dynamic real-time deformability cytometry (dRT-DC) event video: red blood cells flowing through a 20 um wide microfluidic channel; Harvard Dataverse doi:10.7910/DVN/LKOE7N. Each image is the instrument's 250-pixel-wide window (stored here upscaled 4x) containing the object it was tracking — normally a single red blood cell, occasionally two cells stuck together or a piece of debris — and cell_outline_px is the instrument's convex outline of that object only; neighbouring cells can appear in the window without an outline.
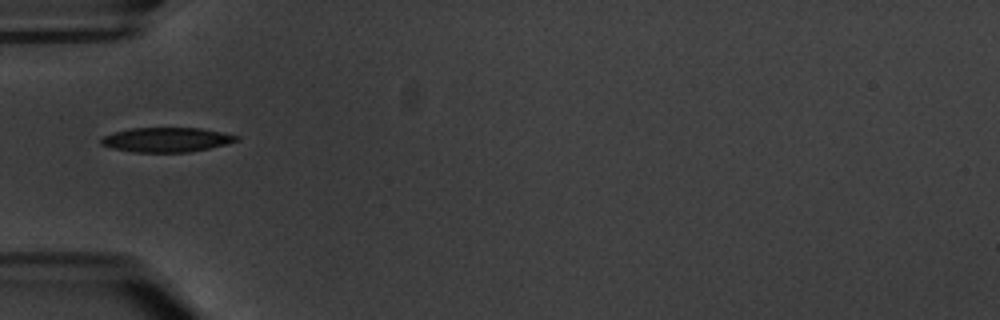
{"species": "common noctule bat (a hibernating species)", "species_latin": "Nyctalus noctula", "temperature_condition": "warm", "stored_images_in_passage": 2, "camera_frame_rate_fps": 3000, "um_per_image_px": 0.085, "animal": {"sex": "male", "body_mass_g": 20.1, "forearm_length_mm": 53.5}, "frame": {"image": 1, "passage_image": 1, "time_ms": 0.0, "image_size_px": [1000, 320], "cell_outline_px": [[240, 140], [192, 152], [132, 152], [112, 148], [100, 144], [100, 140], [104, 136], [112, 132], [132, 128], [200, 128], [240, 136]], "centroid_in_image_um": [14.13, 11.88], "position_along_channel_um": 70.9, "area_um2": 19.31}}